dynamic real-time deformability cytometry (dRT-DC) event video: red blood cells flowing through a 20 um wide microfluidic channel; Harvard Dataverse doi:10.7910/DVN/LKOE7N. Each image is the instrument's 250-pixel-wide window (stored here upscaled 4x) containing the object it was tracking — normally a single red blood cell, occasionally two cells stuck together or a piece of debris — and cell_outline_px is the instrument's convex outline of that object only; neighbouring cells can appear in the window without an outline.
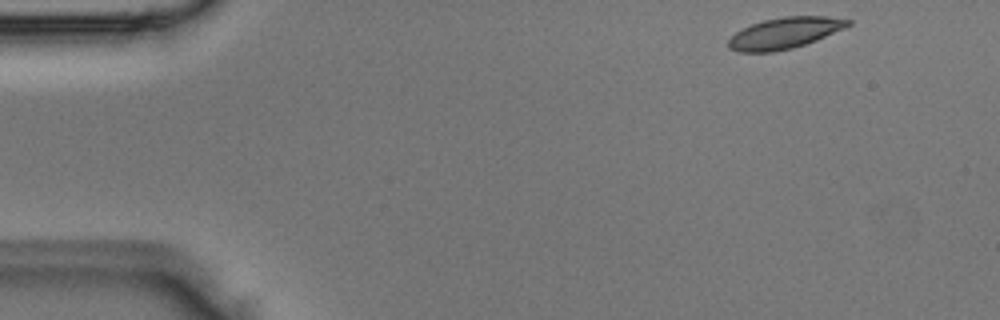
{"species": "Egyptian fruit bat (a non-hibernating species)", "species_latin": "Rousettus aegyptiacus", "temperature_condition": "room temperature", "stored_images_in_passage": 4, "camera_frame_rate_fps": 3000, "um_per_image_px": 0.085, "animal": {"sex": "male"}, "frame": {"image": 1, "passage_image": 1, "time_ms": 0.0, "image_size_px": [1000, 320], "cell_outline_px": [[852, 24], [844, 28], [816, 40], [792, 48], [772, 52], [736, 52], [728, 48], [728, 40], [736, 32], [752, 24], [764, 20], [784, 16], [828, 16], [852, 20]], "centroid_in_image_um": [66.69, 2.81], "position_along_channel_um": 18.3, "area_um2": 21.62}}
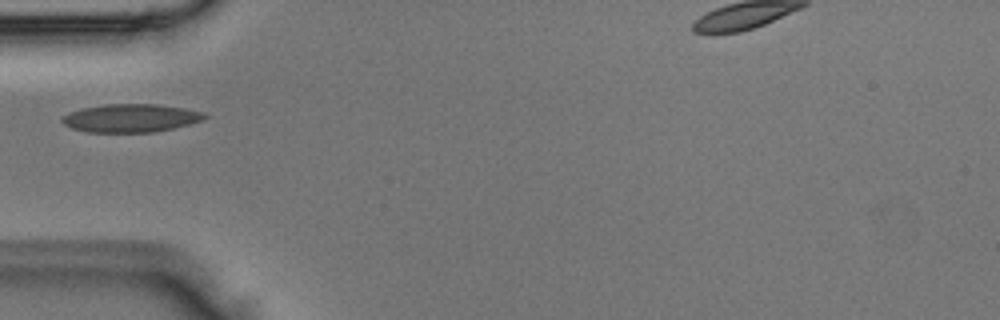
{"frame": {"image": 2, "passage_image": 4, "time_ms": 1.0, "image_size_px": [1000, 320], "cell_outline_px": [[208, 116], [204, 120], [172, 128], [152, 132], [88, 132], [72, 128], [64, 124], [60, 120], [64, 116], [72, 112], [84, 108], [104, 104], [156, 104], [184, 108], [204, 112]], "centroid_in_image_um": [11.14, 10.03], "position_along_channel_um": 73.9, "area_um2": 23.18}}